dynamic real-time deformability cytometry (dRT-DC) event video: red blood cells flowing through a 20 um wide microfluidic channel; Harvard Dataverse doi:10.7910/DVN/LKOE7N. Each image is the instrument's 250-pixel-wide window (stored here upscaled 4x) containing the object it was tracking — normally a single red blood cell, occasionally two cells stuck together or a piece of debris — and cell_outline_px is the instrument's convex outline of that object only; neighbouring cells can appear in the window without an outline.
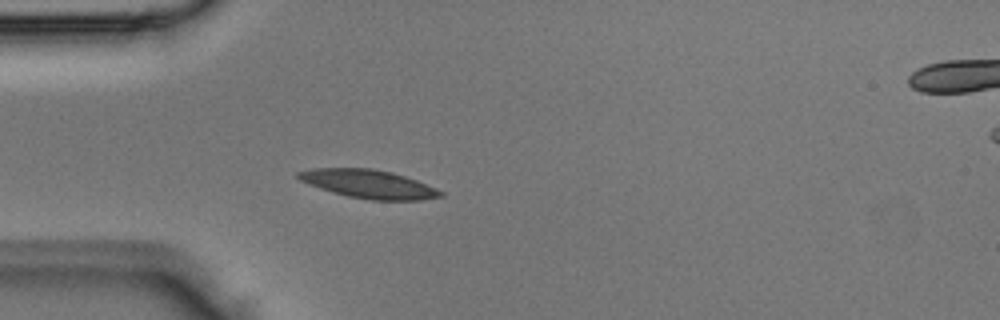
{"species": "Egyptian fruit bat (a non-hibernating species)", "species_latin": "Rousettus aegyptiacus", "temperature_condition": "room temperature", "stored_images_in_passage": 4, "camera_frame_rate_fps": 3000, "um_per_image_px": 0.085, "animal": {"sex": "male"}, "frame": {"image": 1, "passage_image": 3, "time_ms": 0.667, "image_size_px": [1000, 320], "cell_outline_px": [[444, 196], [420, 200], [372, 200], [348, 196], [332, 192], [308, 184], [300, 180], [296, 176], [296, 172], [312, 168], [372, 168], [392, 172], [416, 180], [436, 188], [444, 192]], "centroid_in_image_um": [31.33, 15.63], "position_along_channel_um": 53.7, "area_um2": 23.58}}